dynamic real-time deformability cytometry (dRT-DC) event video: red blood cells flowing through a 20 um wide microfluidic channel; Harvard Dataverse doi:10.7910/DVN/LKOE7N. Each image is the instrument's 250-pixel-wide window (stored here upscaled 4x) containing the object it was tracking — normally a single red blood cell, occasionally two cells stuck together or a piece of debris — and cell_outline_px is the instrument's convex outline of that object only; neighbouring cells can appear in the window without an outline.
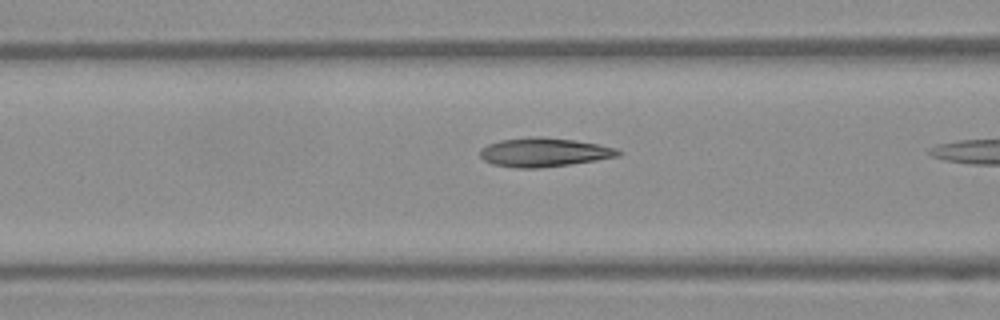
{"species": "Egyptian fruit bat (a non-hibernating species)", "species_latin": "Rousettus aegyptiacus", "temperature_condition": "warm", "stored_images_in_passage": 8, "camera_frame_rate_fps": 3000, "um_per_image_px": 0.085, "frame": {"image": 1, "passage_image": 7, "time_ms": 2.0, "image_size_px": [1000, 320], "cell_outline_px": [[616, 152], [608, 156], [588, 160], [560, 164], [504, 164], [492, 160], [496, 144], [512, 140], [564, 140], [592, 144]], "centroid_in_image_um": [46.48, 12.93], "position_along_channel_um": 120.1, "area_um2": 17.11}}